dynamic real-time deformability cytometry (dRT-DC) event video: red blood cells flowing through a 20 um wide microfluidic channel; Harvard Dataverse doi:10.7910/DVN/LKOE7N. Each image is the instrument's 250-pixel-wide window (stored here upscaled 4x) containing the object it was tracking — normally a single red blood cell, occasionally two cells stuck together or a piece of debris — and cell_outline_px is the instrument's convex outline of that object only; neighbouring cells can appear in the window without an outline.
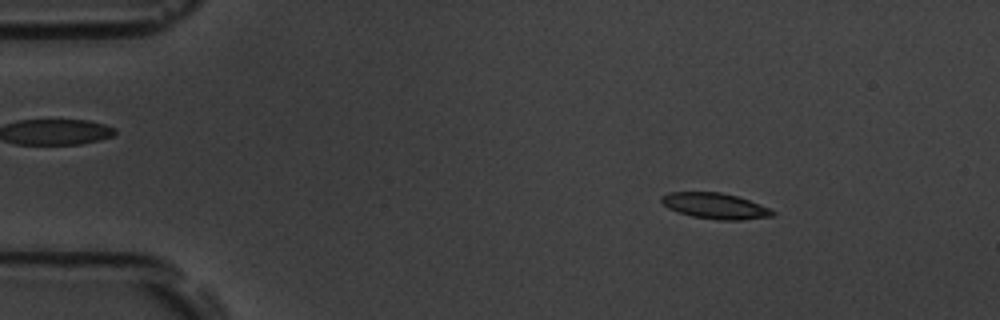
{"species": "common noctule bat (a hibernating species)", "species_latin": "Nyctalus noctula", "temperature_condition": "room temperature", "stored_images_in_passage": 54, "camera_frame_rate_fps": 3000, "um_per_image_px": 0.085, "animal": {"sex": "male", "body_mass_g": 19.5, "forearm_length_mm": 54.6}, "frame": {"image": 1, "passage_image": 8, "time_ms": 2.333, "image_size_px": [1000, 320], "cell_outline_px": [[776, 212], [772, 216], [744, 220], [720, 220], [692, 216], [668, 208], [660, 200], [660, 196], [668, 192], [720, 192], [736, 196], [760, 204]], "centroid_in_image_um": [60.77, 17.5], "position_along_channel_um": 24.2, "area_um2": 16.59}}
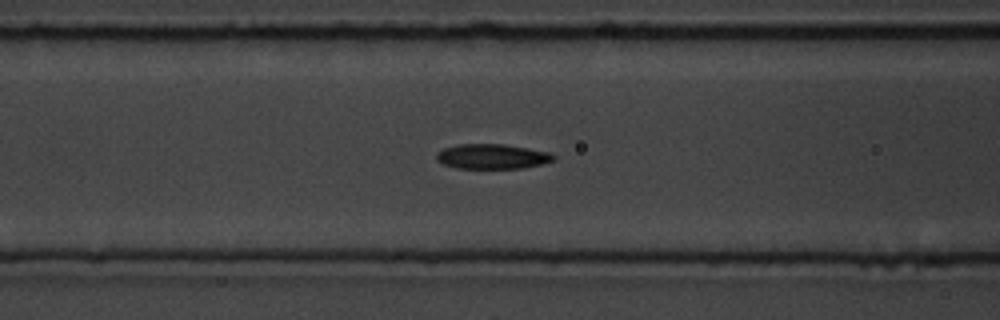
{"frame": {"image": 2, "passage_image": 22, "time_ms": 7.0, "image_size_px": [1000, 320], "cell_outline_px": [[556, 156], [552, 160], [540, 164], [524, 168], [456, 168], [444, 164], [436, 160], [436, 152], [444, 148], [460, 144], [504, 144], [528, 148], [548, 152]], "centroid_in_image_um": [41.8, 13.29], "position_along_channel_um": 124.8, "area_um2": 16.88}}
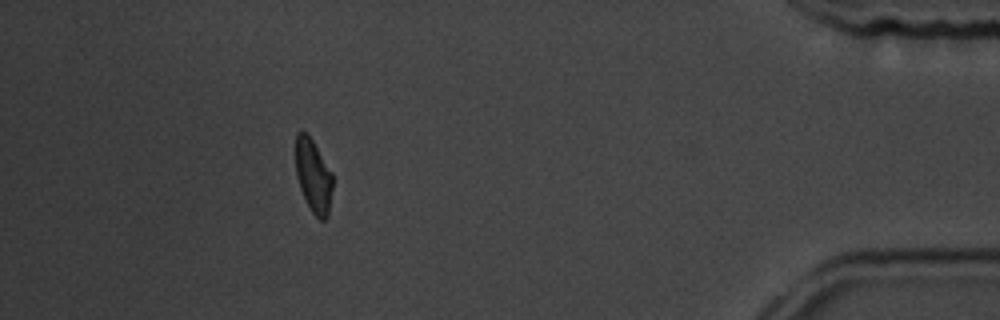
{"frame": {"image": 3, "passage_image": 49, "time_ms": 16.0, "image_size_px": [1000, 320], "cell_outline_px": [[332, 188], [328, 216], [324, 220], [320, 220], [312, 212], [300, 188], [296, 176], [296, 132], [300, 128], [312, 140], [332, 172]], "centroid_in_image_um": [26.63, 14.94], "position_along_channel_um": 408.6, "area_um2": 15.66}, "authors_computed_cell_mechanics": {"area_um2": 16.8776, "velocity_mm_per_s": 3.7626, "shape_relaxation_time_tau1_ms": 3.0651, "shape_relaxation_time_tau2_ms": 3.826, "deformation_change_tau1": 0.1688, "deformation_change_tau2": 0.1089}}